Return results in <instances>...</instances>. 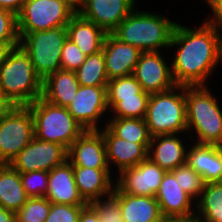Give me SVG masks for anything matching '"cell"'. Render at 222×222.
Masks as SVG:
<instances>
[{
  "label": "cell",
  "instance_id": "5b68a950",
  "mask_svg": "<svg viewBox=\"0 0 222 222\" xmlns=\"http://www.w3.org/2000/svg\"><path fill=\"white\" fill-rule=\"evenodd\" d=\"M145 123L151 137L187 133L185 86L150 94Z\"/></svg>",
  "mask_w": 222,
  "mask_h": 222
},
{
  "label": "cell",
  "instance_id": "30bf717a",
  "mask_svg": "<svg viewBox=\"0 0 222 222\" xmlns=\"http://www.w3.org/2000/svg\"><path fill=\"white\" fill-rule=\"evenodd\" d=\"M68 150L56 143L38 140L36 137L25 146L9 165L19 173L51 171L67 160Z\"/></svg>",
  "mask_w": 222,
  "mask_h": 222
},
{
  "label": "cell",
  "instance_id": "52a82bcc",
  "mask_svg": "<svg viewBox=\"0 0 222 222\" xmlns=\"http://www.w3.org/2000/svg\"><path fill=\"white\" fill-rule=\"evenodd\" d=\"M18 35L19 46L31 59L42 81L61 69V51L68 39L66 26Z\"/></svg>",
  "mask_w": 222,
  "mask_h": 222
},
{
  "label": "cell",
  "instance_id": "b9f144b4",
  "mask_svg": "<svg viewBox=\"0 0 222 222\" xmlns=\"http://www.w3.org/2000/svg\"><path fill=\"white\" fill-rule=\"evenodd\" d=\"M19 46V42H0V67L4 64L9 53Z\"/></svg>",
  "mask_w": 222,
  "mask_h": 222
},
{
  "label": "cell",
  "instance_id": "4316f807",
  "mask_svg": "<svg viewBox=\"0 0 222 222\" xmlns=\"http://www.w3.org/2000/svg\"><path fill=\"white\" fill-rule=\"evenodd\" d=\"M195 216L204 222H222V182L205 184L196 201Z\"/></svg>",
  "mask_w": 222,
  "mask_h": 222
},
{
  "label": "cell",
  "instance_id": "d4e9b609",
  "mask_svg": "<svg viewBox=\"0 0 222 222\" xmlns=\"http://www.w3.org/2000/svg\"><path fill=\"white\" fill-rule=\"evenodd\" d=\"M74 71L57 70L42 81V98L51 104L67 107L79 90Z\"/></svg>",
  "mask_w": 222,
  "mask_h": 222
},
{
  "label": "cell",
  "instance_id": "8d00e7d4",
  "mask_svg": "<svg viewBox=\"0 0 222 222\" xmlns=\"http://www.w3.org/2000/svg\"><path fill=\"white\" fill-rule=\"evenodd\" d=\"M86 55L69 39L66 40L61 51V70L76 71L85 61Z\"/></svg>",
  "mask_w": 222,
  "mask_h": 222
},
{
  "label": "cell",
  "instance_id": "484cf974",
  "mask_svg": "<svg viewBox=\"0 0 222 222\" xmlns=\"http://www.w3.org/2000/svg\"><path fill=\"white\" fill-rule=\"evenodd\" d=\"M28 198L20 173L9 164H0V207L16 213Z\"/></svg>",
  "mask_w": 222,
  "mask_h": 222
},
{
  "label": "cell",
  "instance_id": "5bb4252c",
  "mask_svg": "<svg viewBox=\"0 0 222 222\" xmlns=\"http://www.w3.org/2000/svg\"><path fill=\"white\" fill-rule=\"evenodd\" d=\"M137 0H82L77 12L106 33H112L135 9Z\"/></svg>",
  "mask_w": 222,
  "mask_h": 222
},
{
  "label": "cell",
  "instance_id": "7dc6e473",
  "mask_svg": "<svg viewBox=\"0 0 222 222\" xmlns=\"http://www.w3.org/2000/svg\"><path fill=\"white\" fill-rule=\"evenodd\" d=\"M162 222H177V219H164Z\"/></svg>",
  "mask_w": 222,
  "mask_h": 222
},
{
  "label": "cell",
  "instance_id": "603a6c76",
  "mask_svg": "<svg viewBox=\"0 0 222 222\" xmlns=\"http://www.w3.org/2000/svg\"><path fill=\"white\" fill-rule=\"evenodd\" d=\"M112 196L119 202L123 222H162L165 219L155 197L129 195L116 186Z\"/></svg>",
  "mask_w": 222,
  "mask_h": 222
},
{
  "label": "cell",
  "instance_id": "3957f363",
  "mask_svg": "<svg viewBox=\"0 0 222 222\" xmlns=\"http://www.w3.org/2000/svg\"><path fill=\"white\" fill-rule=\"evenodd\" d=\"M169 18L162 13L138 11L135 8L112 34L141 52L161 51L169 48L177 24Z\"/></svg>",
  "mask_w": 222,
  "mask_h": 222
},
{
  "label": "cell",
  "instance_id": "f6af8a7d",
  "mask_svg": "<svg viewBox=\"0 0 222 222\" xmlns=\"http://www.w3.org/2000/svg\"><path fill=\"white\" fill-rule=\"evenodd\" d=\"M177 222H204V221L196 216H193L190 218L177 219Z\"/></svg>",
  "mask_w": 222,
  "mask_h": 222
},
{
  "label": "cell",
  "instance_id": "ba28073f",
  "mask_svg": "<svg viewBox=\"0 0 222 222\" xmlns=\"http://www.w3.org/2000/svg\"><path fill=\"white\" fill-rule=\"evenodd\" d=\"M76 13L66 0H26L17 14L18 34L67 26Z\"/></svg>",
  "mask_w": 222,
  "mask_h": 222
},
{
  "label": "cell",
  "instance_id": "e575fe53",
  "mask_svg": "<svg viewBox=\"0 0 222 222\" xmlns=\"http://www.w3.org/2000/svg\"><path fill=\"white\" fill-rule=\"evenodd\" d=\"M102 222H123L119 202L112 196L90 203Z\"/></svg>",
  "mask_w": 222,
  "mask_h": 222
},
{
  "label": "cell",
  "instance_id": "ab89813d",
  "mask_svg": "<svg viewBox=\"0 0 222 222\" xmlns=\"http://www.w3.org/2000/svg\"><path fill=\"white\" fill-rule=\"evenodd\" d=\"M78 222H102L96 210L87 204L81 211Z\"/></svg>",
  "mask_w": 222,
  "mask_h": 222
},
{
  "label": "cell",
  "instance_id": "d6a6232c",
  "mask_svg": "<svg viewBox=\"0 0 222 222\" xmlns=\"http://www.w3.org/2000/svg\"><path fill=\"white\" fill-rule=\"evenodd\" d=\"M107 98H129L136 94H149L144 92L140 83L133 75L123 76L109 80L106 87Z\"/></svg>",
  "mask_w": 222,
  "mask_h": 222
},
{
  "label": "cell",
  "instance_id": "7c38bea8",
  "mask_svg": "<svg viewBox=\"0 0 222 222\" xmlns=\"http://www.w3.org/2000/svg\"><path fill=\"white\" fill-rule=\"evenodd\" d=\"M165 173L166 171L147 157L138 165L116 174L115 186L129 195L155 197Z\"/></svg>",
  "mask_w": 222,
  "mask_h": 222
},
{
  "label": "cell",
  "instance_id": "277c9868",
  "mask_svg": "<svg viewBox=\"0 0 222 222\" xmlns=\"http://www.w3.org/2000/svg\"><path fill=\"white\" fill-rule=\"evenodd\" d=\"M0 95L11 106H28L42 97V79L20 46L9 53L0 67Z\"/></svg>",
  "mask_w": 222,
  "mask_h": 222
},
{
  "label": "cell",
  "instance_id": "7bdbcfd3",
  "mask_svg": "<svg viewBox=\"0 0 222 222\" xmlns=\"http://www.w3.org/2000/svg\"><path fill=\"white\" fill-rule=\"evenodd\" d=\"M0 222H16V213L0 207Z\"/></svg>",
  "mask_w": 222,
  "mask_h": 222
},
{
  "label": "cell",
  "instance_id": "f35d334b",
  "mask_svg": "<svg viewBox=\"0 0 222 222\" xmlns=\"http://www.w3.org/2000/svg\"><path fill=\"white\" fill-rule=\"evenodd\" d=\"M209 8L213 16L207 17L204 21L217 28L222 34V0H204Z\"/></svg>",
  "mask_w": 222,
  "mask_h": 222
},
{
  "label": "cell",
  "instance_id": "60d3db41",
  "mask_svg": "<svg viewBox=\"0 0 222 222\" xmlns=\"http://www.w3.org/2000/svg\"><path fill=\"white\" fill-rule=\"evenodd\" d=\"M26 0H0V8L14 12L16 15L21 11Z\"/></svg>",
  "mask_w": 222,
  "mask_h": 222
},
{
  "label": "cell",
  "instance_id": "2e32d148",
  "mask_svg": "<svg viewBox=\"0 0 222 222\" xmlns=\"http://www.w3.org/2000/svg\"><path fill=\"white\" fill-rule=\"evenodd\" d=\"M155 198L165 219L195 216L196 200L182 190L171 172L165 173Z\"/></svg>",
  "mask_w": 222,
  "mask_h": 222
},
{
  "label": "cell",
  "instance_id": "ee69618b",
  "mask_svg": "<svg viewBox=\"0 0 222 222\" xmlns=\"http://www.w3.org/2000/svg\"><path fill=\"white\" fill-rule=\"evenodd\" d=\"M11 105L0 95V117Z\"/></svg>",
  "mask_w": 222,
  "mask_h": 222
},
{
  "label": "cell",
  "instance_id": "d6986e66",
  "mask_svg": "<svg viewBox=\"0 0 222 222\" xmlns=\"http://www.w3.org/2000/svg\"><path fill=\"white\" fill-rule=\"evenodd\" d=\"M45 197L55 204L87 205L78 192L73 165L68 160L48 172Z\"/></svg>",
  "mask_w": 222,
  "mask_h": 222
},
{
  "label": "cell",
  "instance_id": "ffe728a7",
  "mask_svg": "<svg viewBox=\"0 0 222 222\" xmlns=\"http://www.w3.org/2000/svg\"><path fill=\"white\" fill-rule=\"evenodd\" d=\"M181 134H166L151 137L147 157L164 171L171 172L185 165L187 146L179 137Z\"/></svg>",
  "mask_w": 222,
  "mask_h": 222
},
{
  "label": "cell",
  "instance_id": "e0dca14e",
  "mask_svg": "<svg viewBox=\"0 0 222 222\" xmlns=\"http://www.w3.org/2000/svg\"><path fill=\"white\" fill-rule=\"evenodd\" d=\"M106 145L109 168L116 167L117 173L134 167L147 158L150 143H134L115 136L106 126L99 130ZM118 168V169H117Z\"/></svg>",
  "mask_w": 222,
  "mask_h": 222
},
{
  "label": "cell",
  "instance_id": "1f68e13d",
  "mask_svg": "<svg viewBox=\"0 0 222 222\" xmlns=\"http://www.w3.org/2000/svg\"><path fill=\"white\" fill-rule=\"evenodd\" d=\"M50 207L51 202L46 197H29L16 212V222H44Z\"/></svg>",
  "mask_w": 222,
  "mask_h": 222
},
{
  "label": "cell",
  "instance_id": "cb8c5ba5",
  "mask_svg": "<svg viewBox=\"0 0 222 222\" xmlns=\"http://www.w3.org/2000/svg\"><path fill=\"white\" fill-rule=\"evenodd\" d=\"M67 37L83 54L89 56L102 50L106 32L95 23L86 20L78 12L66 26Z\"/></svg>",
  "mask_w": 222,
  "mask_h": 222
},
{
  "label": "cell",
  "instance_id": "ac0fdd59",
  "mask_svg": "<svg viewBox=\"0 0 222 222\" xmlns=\"http://www.w3.org/2000/svg\"><path fill=\"white\" fill-rule=\"evenodd\" d=\"M102 51L108 80L132 75L141 54L138 48L121 42L112 33L106 34Z\"/></svg>",
  "mask_w": 222,
  "mask_h": 222
},
{
  "label": "cell",
  "instance_id": "9c48e42d",
  "mask_svg": "<svg viewBox=\"0 0 222 222\" xmlns=\"http://www.w3.org/2000/svg\"><path fill=\"white\" fill-rule=\"evenodd\" d=\"M34 138V122L27 106H10L0 117V164H9Z\"/></svg>",
  "mask_w": 222,
  "mask_h": 222
},
{
  "label": "cell",
  "instance_id": "7402d4cb",
  "mask_svg": "<svg viewBox=\"0 0 222 222\" xmlns=\"http://www.w3.org/2000/svg\"><path fill=\"white\" fill-rule=\"evenodd\" d=\"M111 171V169L73 167L78 192L87 204L112 195L115 181L112 179Z\"/></svg>",
  "mask_w": 222,
  "mask_h": 222
},
{
  "label": "cell",
  "instance_id": "8992f818",
  "mask_svg": "<svg viewBox=\"0 0 222 222\" xmlns=\"http://www.w3.org/2000/svg\"><path fill=\"white\" fill-rule=\"evenodd\" d=\"M33 117L34 137L64 146L67 150L85 129L67 107L49 103L42 97L27 106Z\"/></svg>",
  "mask_w": 222,
  "mask_h": 222
},
{
  "label": "cell",
  "instance_id": "4fadbf2b",
  "mask_svg": "<svg viewBox=\"0 0 222 222\" xmlns=\"http://www.w3.org/2000/svg\"><path fill=\"white\" fill-rule=\"evenodd\" d=\"M162 51L141 52L133 76L144 92L149 94L167 91L176 86L171 64L166 63Z\"/></svg>",
  "mask_w": 222,
  "mask_h": 222
},
{
  "label": "cell",
  "instance_id": "9a60e30c",
  "mask_svg": "<svg viewBox=\"0 0 222 222\" xmlns=\"http://www.w3.org/2000/svg\"><path fill=\"white\" fill-rule=\"evenodd\" d=\"M67 160L73 167L110 169L102 133L85 130L68 148Z\"/></svg>",
  "mask_w": 222,
  "mask_h": 222
},
{
  "label": "cell",
  "instance_id": "d590c367",
  "mask_svg": "<svg viewBox=\"0 0 222 222\" xmlns=\"http://www.w3.org/2000/svg\"><path fill=\"white\" fill-rule=\"evenodd\" d=\"M85 206L51 203L48 217L44 222H78Z\"/></svg>",
  "mask_w": 222,
  "mask_h": 222
},
{
  "label": "cell",
  "instance_id": "bcb514c9",
  "mask_svg": "<svg viewBox=\"0 0 222 222\" xmlns=\"http://www.w3.org/2000/svg\"><path fill=\"white\" fill-rule=\"evenodd\" d=\"M69 2L76 10L79 9L82 0H66Z\"/></svg>",
  "mask_w": 222,
  "mask_h": 222
},
{
  "label": "cell",
  "instance_id": "836d02e7",
  "mask_svg": "<svg viewBox=\"0 0 222 222\" xmlns=\"http://www.w3.org/2000/svg\"><path fill=\"white\" fill-rule=\"evenodd\" d=\"M22 185L29 197H45L48 187L47 171L20 173Z\"/></svg>",
  "mask_w": 222,
  "mask_h": 222
},
{
  "label": "cell",
  "instance_id": "44dd1931",
  "mask_svg": "<svg viewBox=\"0 0 222 222\" xmlns=\"http://www.w3.org/2000/svg\"><path fill=\"white\" fill-rule=\"evenodd\" d=\"M188 147L186 163L202 176L205 184L222 182V146L193 141Z\"/></svg>",
  "mask_w": 222,
  "mask_h": 222
},
{
  "label": "cell",
  "instance_id": "4dcf8cb0",
  "mask_svg": "<svg viewBox=\"0 0 222 222\" xmlns=\"http://www.w3.org/2000/svg\"><path fill=\"white\" fill-rule=\"evenodd\" d=\"M171 173L175 176L182 190L197 201L205 186L202 176L187 163L175 168Z\"/></svg>",
  "mask_w": 222,
  "mask_h": 222
},
{
  "label": "cell",
  "instance_id": "7a4b0ae2",
  "mask_svg": "<svg viewBox=\"0 0 222 222\" xmlns=\"http://www.w3.org/2000/svg\"><path fill=\"white\" fill-rule=\"evenodd\" d=\"M210 91L208 85L185 86L187 135L197 144L222 146V110Z\"/></svg>",
  "mask_w": 222,
  "mask_h": 222
},
{
  "label": "cell",
  "instance_id": "f546056e",
  "mask_svg": "<svg viewBox=\"0 0 222 222\" xmlns=\"http://www.w3.org/2000/svg\"><path fill=\"white\" fill-rule=\"evenodd\" d=\"M150 94H136L129 98H107L110 118H139L144 119Z\"/></svg>",
  "mask_w": 222,
  "mask_h": 222
},
{
  "label": "cell",
  "instance_id": "6da1fadb",
  "mask_svg": "<svg viewBox=\"0 0 222 222\" xmlns=\"http://www.w3.org/2000/svg\"><path fill=\"white\" fill-rule=\"evenodd\" d=\"M170 48L176 49L170 60L176 85H209L208 79L222 63V34L205 21L195 29L177 22Z\"/></svg>",
  "mask_w": 222,
  "mask_h": 222
},
{
  "label": "cell",
  "instance_id": "8fae6325",
  "mask_svg": "<svg viewBox=\"0 0 222 222\" xmlns=\"http://www.w3.org/2000/svg\"><path fill=\"white\" fill-rule=\"evenodd\" d=\"M67 109L85 130H100L101 117L109 112L106 87L80 86Z\"/></svg>",
  "mask_w": 222,
  "mask_h": 222
},
{
  "label": "cell",
  "instance_id": "74e56055",
  "mask_svg": "<svg viewBox=\"0 0 222 222\" xmlns=\"http://www.w3.org/2000/svg\"><path fill=\"white\" fill-rule=\"evenodd\" d=\"M0 42H19L17 15L0 8Z\"/></svg>",
  "mask_w": 222,
  "mask_h": 222
},
{
  "label": "cell",
  "instance_id": "83f0119b",
  "mask_svg": "<svg viewBox=\"0 0 222 222\" xmlns=\"http://www.w3.org/2000/svg\"><path fill=\"white\" fill-rule=\"evenodd\" d=\"M105 126L117 137L134 143H150L151 136L144 119L109 118Z\"/></svg>",
  "mask_w": 222,
  "mask_h": 222
},
{
  "label": "cell",
  "instance_id": "f1b7e54d",
  "mask_svg": "<svg viewBox=\"0 0 222 222\" xmlns=\"http://www.w3.org/2000/svg\"><path fill=\"white\" fill-rule=\"evenodd\" d=\"M80 86L107 87L109 82L103 51L86 56L85 61L75 71Z\"/></svg>",
  "mask_w": 222,
  "mask_h": 222
}]
</instances>
